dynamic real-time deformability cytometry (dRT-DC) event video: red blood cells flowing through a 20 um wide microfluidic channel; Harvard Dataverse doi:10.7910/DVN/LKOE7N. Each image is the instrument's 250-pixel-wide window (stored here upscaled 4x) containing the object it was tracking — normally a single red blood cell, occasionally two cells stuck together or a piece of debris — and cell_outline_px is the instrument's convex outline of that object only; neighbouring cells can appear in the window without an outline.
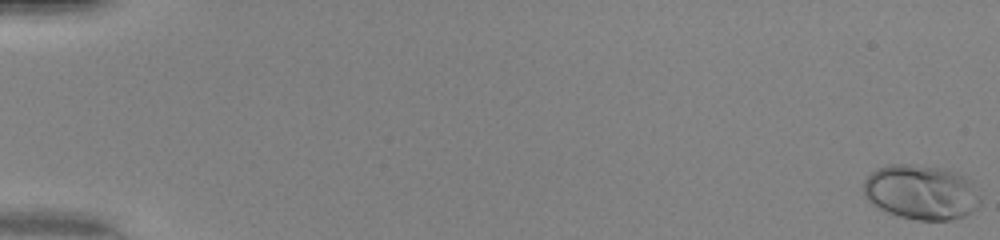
{"species": "human", "species_latin": "Homo sapiens", "temperature_condition": "warm", "stored_images_in_passage": 51, "camera_frame_rate_fps": 3000, "um_per_image_px": 0.085, "donor": {"sex": "female"}, "frame": {"image": 1, "passage_image": 1, "time_ms": 0.0, "image_size_px": [1000, 240], "cell_outline_px": [[980, 204], [972, 212], [964, 216], [948, 220], [916, 220], [896, 216], [876, 208], [864, 196], [864, 180], [876, 168], [888, 164], [912, 164], [944, 168], [956, 172], [972, 180], [980, 196]], "centroid_in_image_um": [78.3, 16.34], "position_along_channel_um": 6.7, "area_um2": 37.86}}
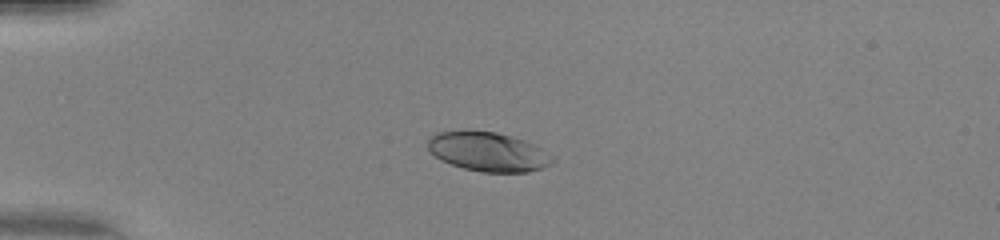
{"frame": {"image": 2, "passage_image": 15, "time_ms": 4.667, "image_size_px": [1000, 240], "cell_outline_px": [[556, 160], [552, 164], [544, 168], [528, 172], [480, 172], [464, 168], [440, 160], [428, 148], [428, 136], [436, 132], [464, 128], [468, 128], [496, 132], [512, 136], [536, 144], [556, 156]], "centroid_in_image_um": [41.52, 12.86], "position_along_channel_um": 43.5, "area_um2": 29.54}}
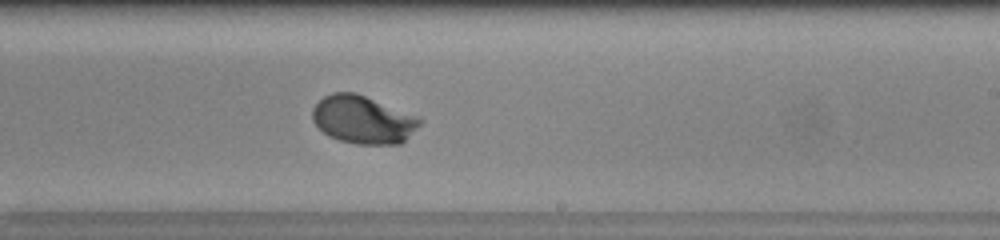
{"frame": {"image": 3, "passage_image": 33, "time_ms": 10.667, "image_size_px": [1000, 240], "cell_outline_px": [[424, 120], [400, 144], [356, 144], [340, 140], [328, 136], [312, 120], [312, 108], [324, 96], [332, 92], [356, 92], [420, 116]], "centroid_in_image_um": [30.87, 10.15], "position_along_channel_um": 258.1, "area_um2": 30.11}, "authors_computed_cell_mechanics": {"area_um2": 29.9404, "velocity_mm_per_s": 4.1817, "shape_relaxation_time_tau1_ms": 2.156, "shape_relaxation_time_tau2_ms": null, "deformation_change_tau1": 0.1744, "deformation_change_tau2": null}}